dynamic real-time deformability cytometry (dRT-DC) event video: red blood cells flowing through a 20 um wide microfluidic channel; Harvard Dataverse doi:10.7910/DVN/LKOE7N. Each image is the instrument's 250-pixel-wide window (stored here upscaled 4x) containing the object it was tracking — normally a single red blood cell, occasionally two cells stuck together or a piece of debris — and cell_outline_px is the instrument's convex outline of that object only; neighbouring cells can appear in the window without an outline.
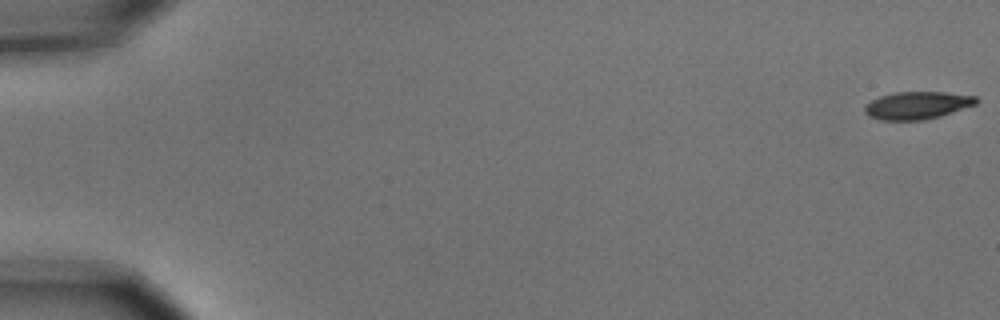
{"species": "common noctule bat (a hibernating species)", "species_latin": "Nyctalus noctula", "temperature_condition": "cold", "stored_images_in_passage": 6, "camera_frame_rate_fps": 3000, "um_per_image_px": 0.085, "animal": {"sex": "male", "body_mass_g": 15.6}, "frame": {"image": 1, "passage_image": 1, "time_ms": 0.0, "image_size_px": [1000, 320], "cell_outline_px": [[980, 100], [976, 104], [940, 116], [924, 120], [880, 120], [868, 116], [864, 112], [864, 108], [872, 100], [880, 96], [892, 92], [944, 92], [976, 96]], "centroid_in_image_um": [77.96, 8.95], "position_along_channel_um": 7.0, "area_um2": 17.92}}
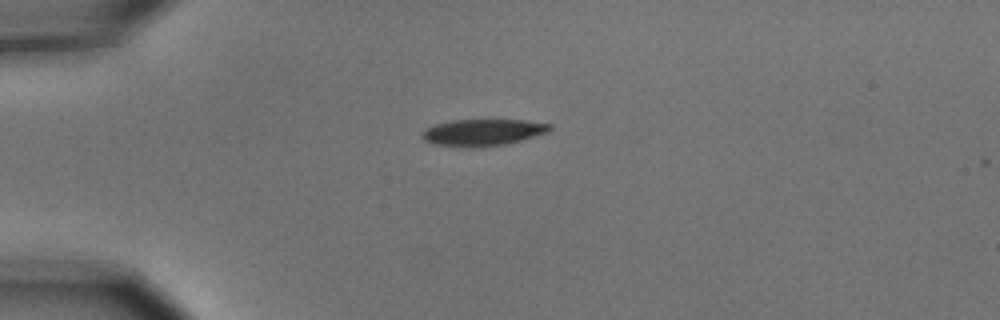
{"frame": {"image": 2, "passage_image": 5, "time_ms": 1.333, "image_size_px": [1000, 320], "cell_outline_px": [[552, 128], [548, 132], [520, 140], [504, 144], [480, 148], [464, 148], [432, 144], [424, 140], [420, 136], [428, 128], [436, 124], [452, 120], [524, 120], [552, 124]], "centroid_in_image_um": [41.02, 11.27], "position_along_channel_um": 44.0, "area_um2": 19.94}}